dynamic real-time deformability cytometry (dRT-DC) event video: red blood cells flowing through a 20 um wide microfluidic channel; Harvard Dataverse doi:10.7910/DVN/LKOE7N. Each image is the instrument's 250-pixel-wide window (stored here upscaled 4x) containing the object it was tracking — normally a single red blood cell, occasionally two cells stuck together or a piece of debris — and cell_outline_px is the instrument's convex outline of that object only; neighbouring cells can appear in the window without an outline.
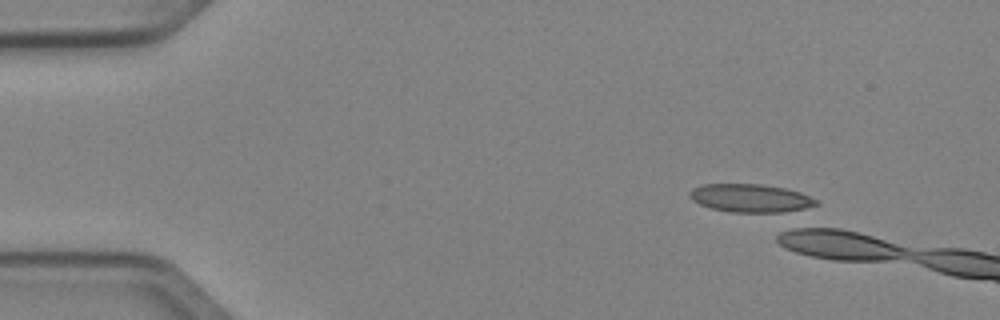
{"species": "Egyptian fruit bat (a non-hibernating species)", "species_latin": "Rousettus aegyptiacus", "temperature_condition": "cold", "stored_images_in_passage": 4, "camera_frame_rate_fps": 3000, "um_per_image_px": 0.085, "animal": {"sex": "female"}, "frame": {"image": 1, "passage_image": 2, "time_ms": 0.333, "image_size_px": [1000, 320], "cell_outline_px": [[820, 204], [796, 212], [732, 212], [712, 208], [700, 204], [692, 200], [688, 196], [688, 192], [692, 188], [704, 184], [760, 184], [784, 188], [800, 192], [816, 200]], "centroid_in_image_um": [63.81, 16.85], "position_along_channel_um": 21.2, "area_um2": 20.92}}